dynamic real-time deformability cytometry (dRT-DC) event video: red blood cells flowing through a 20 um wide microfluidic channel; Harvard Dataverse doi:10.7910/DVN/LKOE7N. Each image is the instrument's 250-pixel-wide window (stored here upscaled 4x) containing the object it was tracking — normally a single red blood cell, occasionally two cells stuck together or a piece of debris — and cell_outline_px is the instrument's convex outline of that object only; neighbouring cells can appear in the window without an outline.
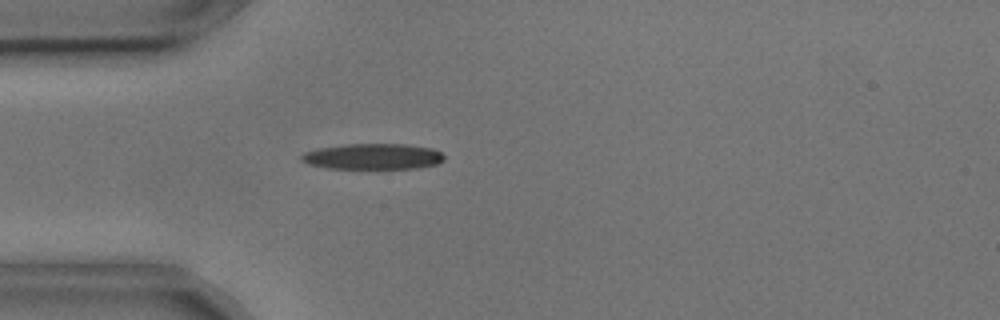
{"species": "common noctule bat (a hibernating species)", "species_latin": "Nyctalus noctula", "temperature_condition": "cold", "stored_images_in_passage": 2, "camera_frame_rate_fps": 3000, "um_per_image_px": 0.085, "animal": {"sex": "male", "body_mass_g": 17.9, "forearm_length_mm": 54.2}, "frame": {"image": 1, "passage_image": 2, "time_ms": 0.333, "image_size_px": [1000, 320], "cell_outline_px": [[444, 160], [436, 164], [416, 168], [328, 168], [308, 164], [300, 160], [300, 156], [304, 152], [316, 148], [344, 144], [408, 144], [432, 148], [440, 152], [444, 156]], "centroid_in_image_um": [31.66, 13.29], "position_along_channel_um": 53.3, "area_um2": 21.5}}